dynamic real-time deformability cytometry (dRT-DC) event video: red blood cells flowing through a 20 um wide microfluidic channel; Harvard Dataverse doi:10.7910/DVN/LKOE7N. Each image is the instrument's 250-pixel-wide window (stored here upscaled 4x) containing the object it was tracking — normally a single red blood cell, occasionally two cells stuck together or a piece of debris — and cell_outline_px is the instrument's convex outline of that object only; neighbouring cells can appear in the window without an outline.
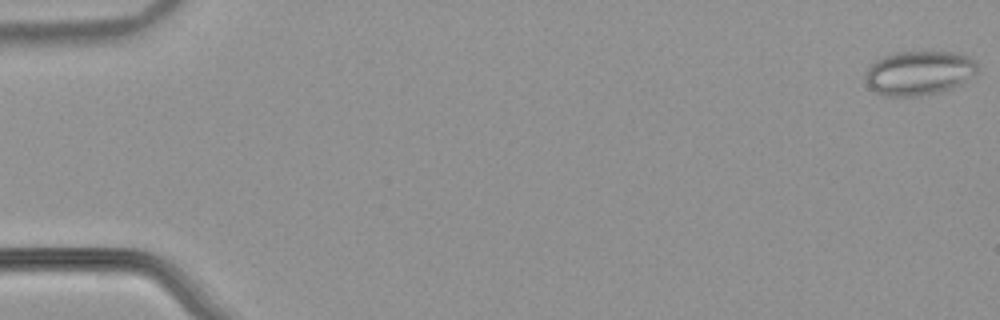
{"species": "common noctule bat (a hibernating species)", "species_latin": "Nyctalus noctula", "temperature_condition": "warm", "stored_images_in_passage": 53, "camera_frame_rate_fps": 3000, "um_per_image_px": 0.085, "animal": {"sex": "male", "body_mass_g": 21.5, "forearm_length_mm": 52.0}, "frame": {"image": 1, "passage_image": 1, "time_ms": 0.0, "image_size_px": [1000, 320], "cell_outline_px": [[980, 72], [976, 76], [964, 84], [940, 92], [916, 96], [880, 96], [868, 88], [864, 80], [864, 72], [868, 64], [884, 56], [896, 52], [956, 52], [968, 56], [976, 64]], "centroid_in_image_um": [78.1, 6.22], "position_along_channel_um": 6.9, "area_um2": 29.77}}
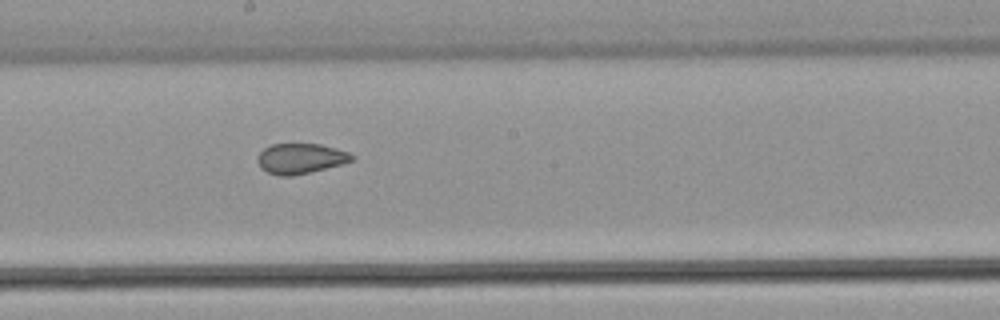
{"frame": {"image": 2, "passage_image": 30, "time_ms": 9.667, "image_size_px": [1000, 320], "cell_outline_px": [[356, 156], [352, 160], [344, 164], [292, 176], [280, 176], [268, 172], [260, 168], [256, 160], [256, 156], [264, 148], [272, 144], [320, 144], [336, 148], [348, 152]], "centroid_in_image_um": [25.53, 13.47], "position_along_channel_um": 222.7, "area_um2": 16.76}}
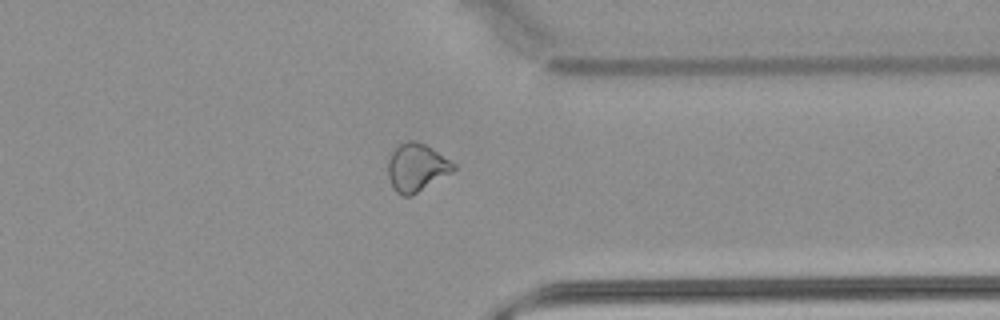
{"frame": {"image": 3, "passage_image": 42, "time_ms": 13.667, "image_size_px": [1000, 320], "cell_outline_px": [[456, 168], [452, 172], [412, 196], [404, 196], [396, 192], [392, 188], [388, 176], [388, 160], [392, 152], [400, 144], [408, 140], [416, 140], [424, 144], [456, 164]], "centroid_in_image_um": [35.39, 14.25], "position_along_channel_um": 376.0, "area_um2": 18.21}, "authors_computed_cell_mechanics": {"area_um2": 19.8254, "velocity_mm_per_s": 3.9187, "shape_relaxation_time_tau1_ms": null, "shape_relaxation_time_tau2_ms": 1.7758, "deformation_change_tau1": null, "deformation_change_tau2": 0.0698}}